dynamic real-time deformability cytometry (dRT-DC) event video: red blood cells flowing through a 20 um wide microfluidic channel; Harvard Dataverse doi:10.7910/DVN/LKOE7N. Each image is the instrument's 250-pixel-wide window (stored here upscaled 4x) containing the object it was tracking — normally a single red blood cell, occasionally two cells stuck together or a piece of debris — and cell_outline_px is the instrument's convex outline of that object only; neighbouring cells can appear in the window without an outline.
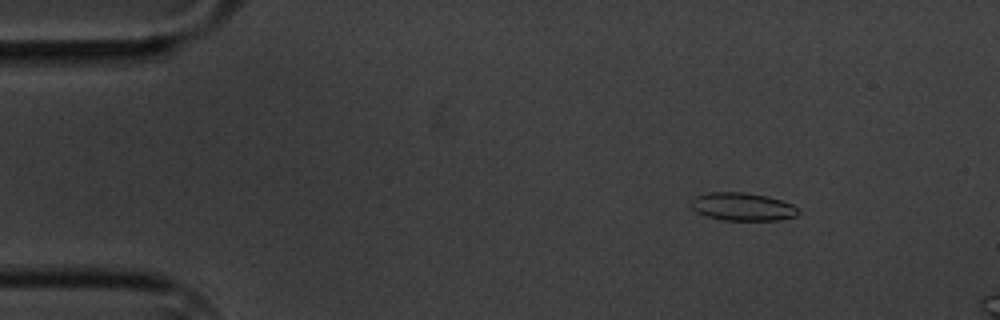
{"species": "common noctule bat (a hibernating species)", "species_latin": "Nyctalus noctula", "temperature_condition": "cold", "stored_images_in_passage": 4, "camera_frame_rate_fps": 3000, "um_per_image_px": 0.085, "animal": {"sex": "male", "body_mass_g": 20.1, "forearm_length_mm": 53.5}, "frame": {"image": 1, "passage_image": 2, "time_ms": 1.0, "image_size_px": [1000, 320], "cell_outline_px": [[800, 212], [796, 216], [780, 220], [724, 220], [708, 216], [696, 212], [692, 208], [692, 200], [696, 196], [708, 192], [744, 192], [768, 196], [792, 204]], "centroid_in_image_um": [63.13, 17.57], "position_along_channel_um": 21.9, "area_um2": 17.4}}